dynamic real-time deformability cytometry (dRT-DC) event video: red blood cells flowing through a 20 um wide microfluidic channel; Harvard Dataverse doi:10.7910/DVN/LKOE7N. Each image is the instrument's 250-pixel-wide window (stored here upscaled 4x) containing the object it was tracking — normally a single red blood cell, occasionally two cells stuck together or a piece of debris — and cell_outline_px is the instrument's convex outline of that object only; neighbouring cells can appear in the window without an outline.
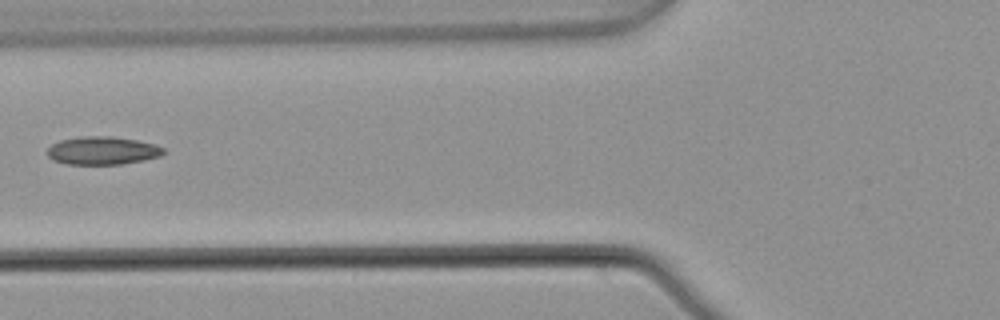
{"species": "common noctule bat (a hibernating species)", "species_latin": "Nyctalus noctula", "temperature_condition": "warm", "stored_images_in_passage": 8, "camera_frame_rate_fps": 3000, "um_per_image_px": 0.085, "animal": {"sex": "male", "body_mass_g": 21.5, "forearm_length_mm": 52.0}, "frame": {"image": 1, "passage_image": 8, "time_ms": 2.333, "image_size_px": [1000, 320], "cell_outline_px": [[164, 152], [160, 156], [144, 160], [120, 164], [64, 164], [52, 160], [48, 156], [48, 148], [52, 144], [60, 140], [80, 136], [112, 136], [136, 140], [156, 144], [164, 148]], "centroid_in_image_um": [8.7, 12.8], "position_along_channel_um": 117.1, "area_um2": 19.07}}